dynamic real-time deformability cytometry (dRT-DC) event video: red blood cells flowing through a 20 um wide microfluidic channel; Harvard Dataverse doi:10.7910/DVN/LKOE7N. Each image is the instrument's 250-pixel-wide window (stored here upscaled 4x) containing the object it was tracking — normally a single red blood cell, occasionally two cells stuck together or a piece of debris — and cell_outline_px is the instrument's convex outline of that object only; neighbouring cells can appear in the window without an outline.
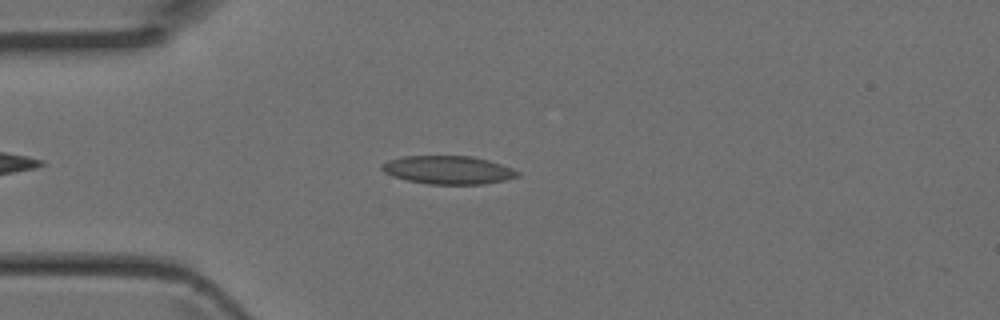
{"species": "Egyptian fruit bat (a non-hibernating species)", "species_latin": "Rousettus aegyptiacus", "temperature_condition": "room temperature", "stored_images_in_passage": 3, "camera_frame_rate_fps": 3000, "um_per_image_px": 0.085, "animal": {"sex": "female"}, "frame": {"image": 1, "passage_image": 3, "time_ms": 0.667, "image_size_px": [1000, 320], "cell_outline_px": [[520, 176], [504, 180], [484, 184], [428, 184], [408, 180], [392, 176], [384, 172], [380, 168], [380, 164], [388, 160], [404, 156], [472, 156], [488, 160], [512, 168], [520, 172]], "centroid_in_image_um": [38.08, 14.44], "position_along_channel_um": 46.9, "area_um2": 22.37}}